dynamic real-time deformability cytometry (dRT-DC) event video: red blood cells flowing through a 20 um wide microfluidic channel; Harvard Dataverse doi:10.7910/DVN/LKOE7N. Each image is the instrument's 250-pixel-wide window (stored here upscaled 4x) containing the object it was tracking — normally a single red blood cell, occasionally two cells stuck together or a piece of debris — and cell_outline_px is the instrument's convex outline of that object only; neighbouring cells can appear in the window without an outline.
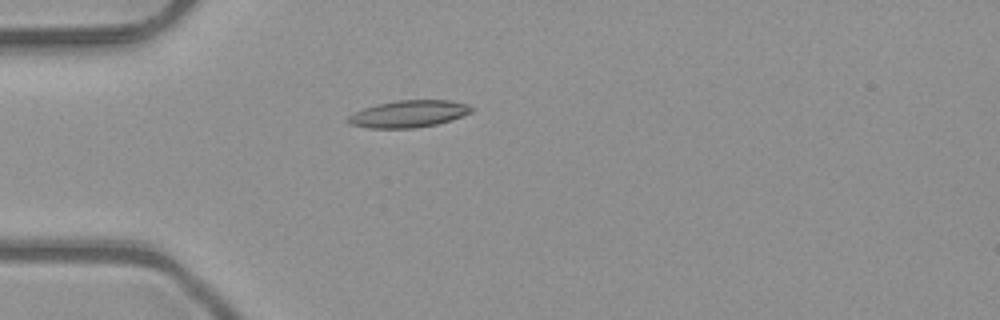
{"species": "common noctule bat (a hibernating species)", "species_latin": "Nyctalus noctula", "temperature_condition": "room temperature", "stored_images_in_passage": 6, "camera_frame_rate_fps": 3000, "um_per_image_px": 0.085, "animal": {"sex": "male", "body_mass_g": 23.1, "forearm_length_mm": 52.7}, "frame": {"image": 1, "passage_image": 4, "time_ms": 1.0, "image_size_px": [1000, 320], "cell_outline_px": [[472, 112], [436, 124], [416, 128], [368, 128], [348, 124], [344, 120], [348, 116], [364, 108], [376, 104], [396, 100], [448, 100], [464, 104], [472, 108]], "centroid_in_image_um": [34.64, 9.68], "position_along_channel_um": 50.4, "area_um2": 19.25}}
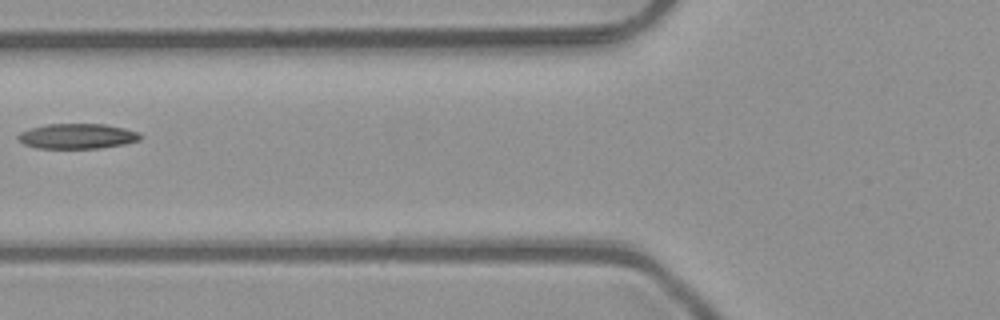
{"frame": {"image": 2, "passage_image": 6, "time_ms": 1.667, "image_size_px": [1000, 320], "cell_outline_px": [[140, 140], [124, 144], [100, 148], [36, 148], [24, 144], [16, 136], [20, 132], [44, 124], [104, 124], [124, 128], [140, 132]], "centroid_in_image_um": [6.57, 11.57], "position_along_channel_um": 119.2, "area_um2": 17.86}}